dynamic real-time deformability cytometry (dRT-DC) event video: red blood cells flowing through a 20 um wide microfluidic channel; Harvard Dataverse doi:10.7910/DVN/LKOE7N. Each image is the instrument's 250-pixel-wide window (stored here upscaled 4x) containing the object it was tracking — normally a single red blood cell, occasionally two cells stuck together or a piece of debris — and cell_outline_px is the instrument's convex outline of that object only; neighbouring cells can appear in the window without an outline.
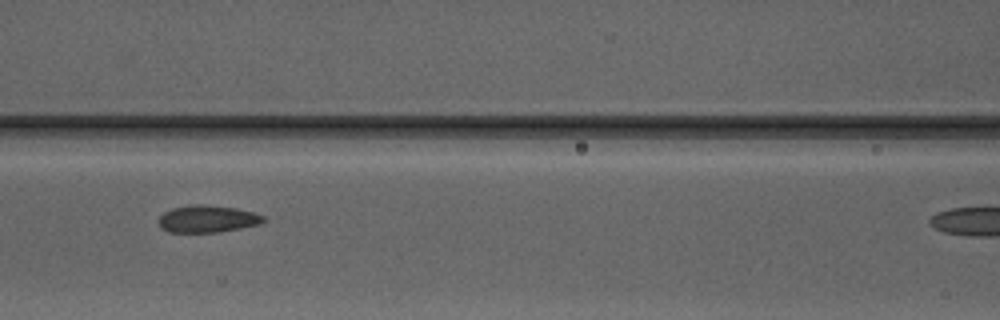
{"species": "Egyptian fruit bat (a non-hibernating species)", "species_latin": "Rousettus aegyptiacus", "temperature_condition": "warm", "stored_images_in_passage": 6, "camera_frame_rate_fps": 3000, "um_per_image_px": 0.085, "animal": {"sex": "male"}, "frame": {"image": 1, "passage_image": 5, "time_ms": 4.667, "image_size_px": [1000, 320], "cell_outline_px": [[264, 220], [260, 224], [220, 232], [168, 232], [160, 228], [160, 216], [164, 212], [172, 208], [196, 204], [200, 204], [236, 208], [252, 212], [264, 216]], "centroid_in_image_um": [17.62, 18.61], "position_along_channel_um": 149.0, "area_um2": 16.42}}